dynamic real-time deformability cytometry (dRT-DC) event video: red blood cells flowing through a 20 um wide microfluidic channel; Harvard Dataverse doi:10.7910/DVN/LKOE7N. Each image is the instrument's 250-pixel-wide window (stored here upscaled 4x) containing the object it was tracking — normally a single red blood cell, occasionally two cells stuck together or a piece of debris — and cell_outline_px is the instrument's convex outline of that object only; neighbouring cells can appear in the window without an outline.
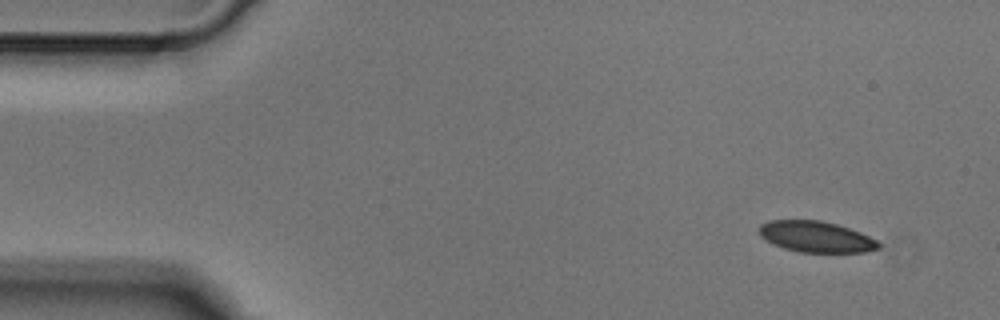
{"species": "Egyptian fruit bat (a non-hibernating species)", "species_latin": "Rousettus aegyptiacus", "temperature_condition": "cold", "stored_images_in_passage": 3, "camera_frame_rate_fps": 3000, "um_per_image_px": 0.085, "animal": {"sex": "male"}, "frame": {"image": 1, "passage_image": 1, "time_ms": 0.0, "image_size_px": [1000, 320], "cell_outline_px": [[880, 248], [864, 252], [800, 252], [784, 248], [760, 236], [760, 224], [768, 220], [820, 220], [836, 224], [860, 232], [876, 240], [880, 244]], "centroid_in_image_um": [69.37, 20.12], "position_along_channel_um": 15.6, "area_um2": 21.33}}
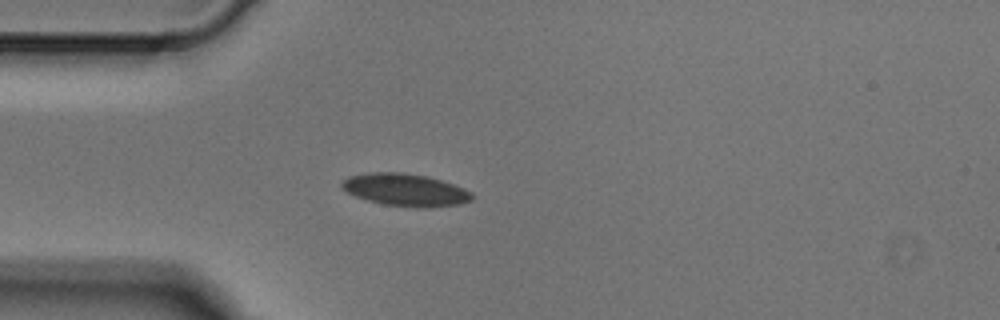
{"frame": {"image": 2, "passage_image": 3, "time_ms": 0.667, "image_size_px": [1000, 320], "cell_outline_px": [[472, 200], [460, 204], [432, 208], [416, 208], [384, 204], [368, 200], [356, 196], [340, 188], [340, 184], [348, 176], [368, 172], [400, 172], [428, 176], [464, 188], [472, 192]], "centroid_in_image_um": [34.46, 16.14], "position_along_channel_um": 50.5, "area_um2": 24.74}}